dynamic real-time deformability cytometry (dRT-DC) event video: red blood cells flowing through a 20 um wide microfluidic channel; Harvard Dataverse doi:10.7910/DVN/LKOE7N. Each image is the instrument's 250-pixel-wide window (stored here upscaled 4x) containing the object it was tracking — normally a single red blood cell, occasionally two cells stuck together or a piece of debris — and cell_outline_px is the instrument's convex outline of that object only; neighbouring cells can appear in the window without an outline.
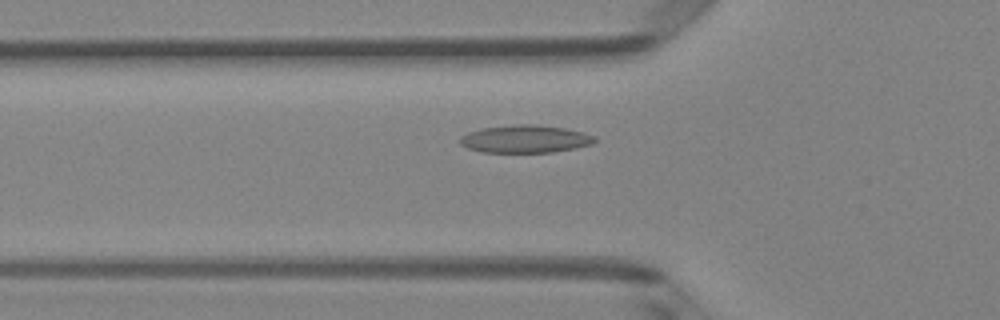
{"species": "Egyptian fruit bat (a non-hibernating species)", "species_latin": "Rousettus aegyptiacus", "temperature_condition": "room temperature", "stored_images_in_passage": 51, "camera_frame_rate_fps": 3000, "um_per_image_px": 0.085, "animal": {"sex": "female"}, "frame": {"image": 1, "passage_image": 18, "time_ms": 5.667, "image_size_px": [1000, 320], "cell_outline_px": [[596, 140], [592, 144], [552, 152], [480, 152], [468, 148], [460, 144], [460, 136], [468, 132], [484, 128], [516, 124], [536, 124], [564, 128], [584, 132], [596, 136]], "centroid_in_image_um": [44.64, 11.81], "position_along_channel_um": 81.2, "area_um2": 21.68}}
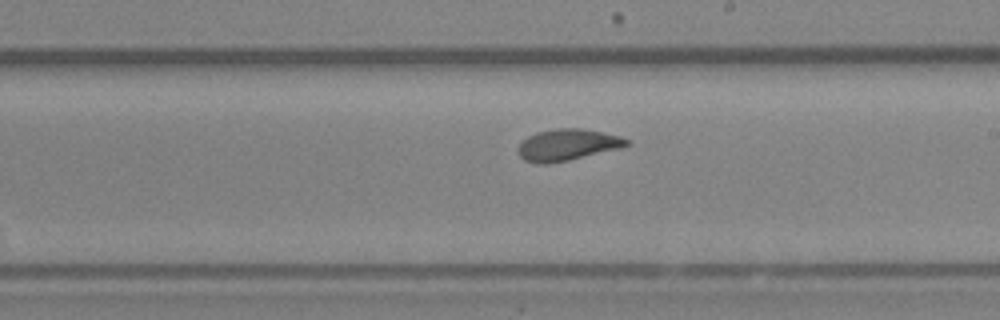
{"frame": {"image": 2, "passage_image": 30, "time_ms": 9.667, "image_size_px": [1000, 320], "cell_outline_px": [[628, 144], [620, 148], [568, 160], [548, 164], [536, 164], [524, 160], [520, 156], [516, 148], [528, 136], [536, 132], [556, 128], [580, 128], [620, 136], [628, 140]], "centroid_in_image_um": [48.17, 12.31], "position_along_channel_um": 240.8, "area_um2": 19.77}}
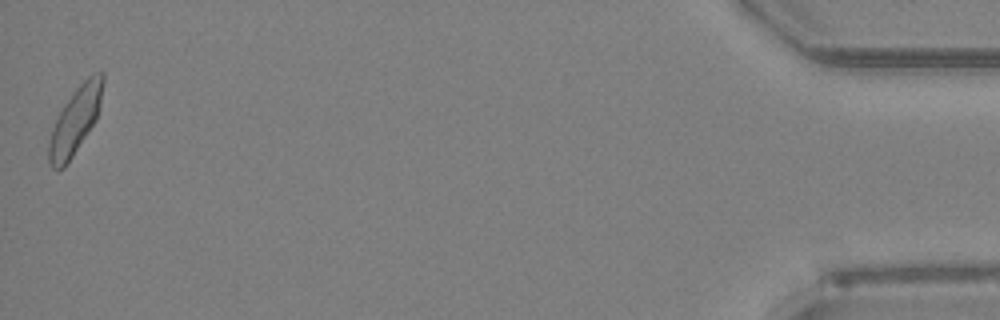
{"frame": {"image": 3, "passage_image": 51, "time_ms": 16.667, "image_size_px": [1000, 320], "cell_outline_px": [[104, 80], [100, 104], [96, 120], [64, 168], [56, 172], [48, 164], [48, 144], [56, 116], [72, 92], [88, 76], [96, 72], [104, 72]], "centroid_in_image_um": [6.37, 10.26], "position_along_channel_um": 428.8, "area_um2": 21.04}, "authors_computed_cell_mechanics": {"area_um2": 20.1144, "velocity_mm_per_s": 4.0118, "shape_relaxation_time_tau1_ms": 2.9943, "shape_relaxation_time_tau2_ms": 0.8021, "deformation_change_tau1": 0.1361, "deformation_change_tau2": 0.0653}}